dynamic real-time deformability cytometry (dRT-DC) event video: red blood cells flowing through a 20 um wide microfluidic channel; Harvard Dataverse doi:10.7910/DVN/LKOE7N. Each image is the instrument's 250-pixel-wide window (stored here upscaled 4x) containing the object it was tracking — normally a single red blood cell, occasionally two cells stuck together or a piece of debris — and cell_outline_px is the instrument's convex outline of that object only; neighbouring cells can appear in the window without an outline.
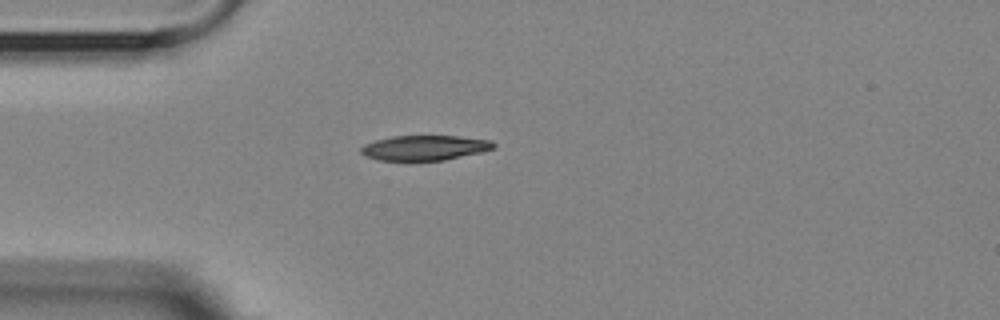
{"species": "Egyptian fruit bat (a non-hibernating species)", "species_latin": "Rousettus aegyptiacus", "temperature_condition": "room temperature", "stored_images_in_passage": 1, "camera_frame_rate_fps": 3000, "um_per_image_px": 0.085, "animal": {"sex": "female"}, "frame": {"image": 1, "passage_image": 1, "time_ms": 0.0, "image_size_px": [1000, 320], "cell_outline_px": [[496, 148], [480, 152], [444, 160], [408, 164], [404, 164], [380, 160], [364, 156], [360, 152], [360, 148], [364, 144], [376, 140], [392, 136], [456, 136], [492, 140], [496, 144]], "centroid_in_image_um": [36.03, 12.61], "position_along_channel_um": 49.0, "area_um2": 20.23}}